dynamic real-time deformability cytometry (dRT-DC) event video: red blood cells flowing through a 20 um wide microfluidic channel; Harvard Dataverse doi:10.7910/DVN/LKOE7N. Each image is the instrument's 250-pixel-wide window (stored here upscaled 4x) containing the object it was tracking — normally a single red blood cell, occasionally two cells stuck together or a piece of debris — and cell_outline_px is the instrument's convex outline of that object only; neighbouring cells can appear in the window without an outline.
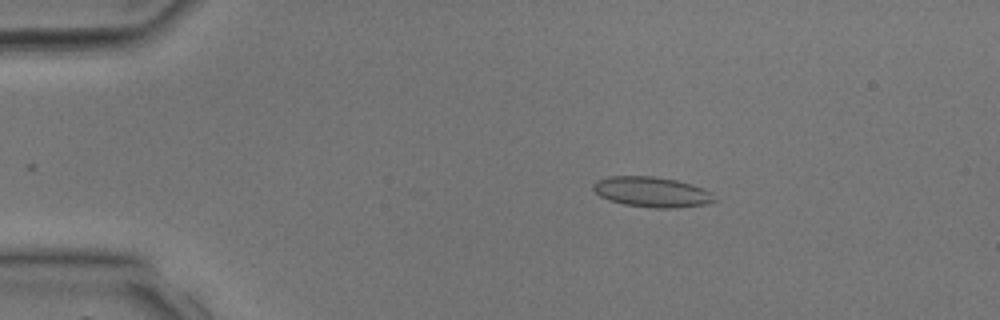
{"species": "common noctule bat (a hibernating species)", "species_latin": "Nyctalus noctula", "temperature_condition": "room temperature", "stored_images_in_passage": 29, "camera_frame_rate_fps": 3000, "um_per_image_px": 0.085, "animal": {"sex": "male", "body_mass_g": 17.9, "forearm_length_mm": 54.2}, "frame": {"image": 1, "passage_image": 3, "time_ms": 0.667, "image_size_px": [1000, 320], "cell_outline_px": [[716, 200], [708, 204], [676, 208], [652, 208], [624, 204], [608, 200], [600, 196], [592, 188], [592, 184], [596, 180], [608, 176], [656, 176], [676, 180], [692, 184], [704, 188], [712, 192]], "centroid_in_image_um": [55.41, 16.31], "position_along_channel_um": 29.6, "area_um2": 21.68}}
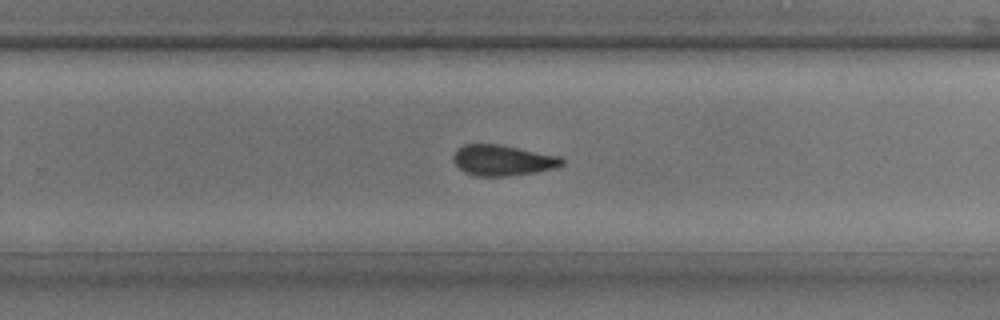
{"frame": {"image": 2, "passage_image": 21, "time_ms": 6.667, "image_size_px": [1000, 320], "cell_outline_px": [[564, 164], [552, 168], [536, 172], [508, 176], [476, 176], [464, 172], [452, 160], [452, 156], [456, 148], [464, 144], [500, 144], [560, 156], [564, 160]], "centroid_in_image_um": [42.69, 13.61], "position_along_channel_um": 287.1, "area_um2": 19.54}}
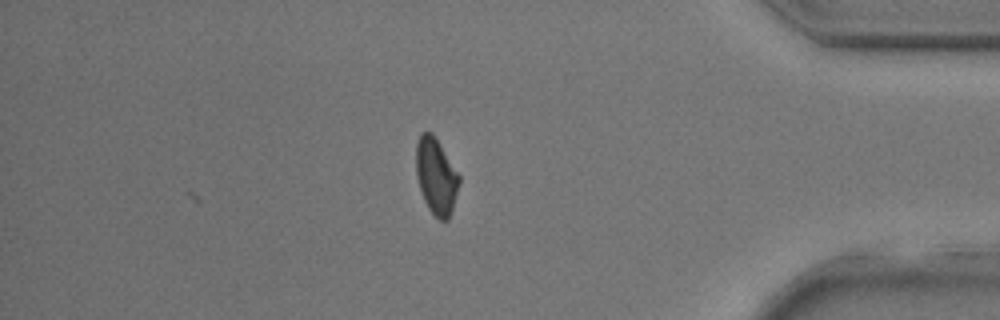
{"frame": {"image": 3, "passage_image": 29, "time_ms": 9.333, "image_size_px": [1000, 320], "cell_outline_px": [[460, 184], [448, 220], [440, 220], [428, 208], [424, 200], [420, 188], [416, 172], [416, 140], [420, 132], [432, 132], [440, 144], [460, 176]], "centroid_in_image_um": [37.06, 14.94], "position_along_channel_um": 398.1, "area_um2": 19.02}}